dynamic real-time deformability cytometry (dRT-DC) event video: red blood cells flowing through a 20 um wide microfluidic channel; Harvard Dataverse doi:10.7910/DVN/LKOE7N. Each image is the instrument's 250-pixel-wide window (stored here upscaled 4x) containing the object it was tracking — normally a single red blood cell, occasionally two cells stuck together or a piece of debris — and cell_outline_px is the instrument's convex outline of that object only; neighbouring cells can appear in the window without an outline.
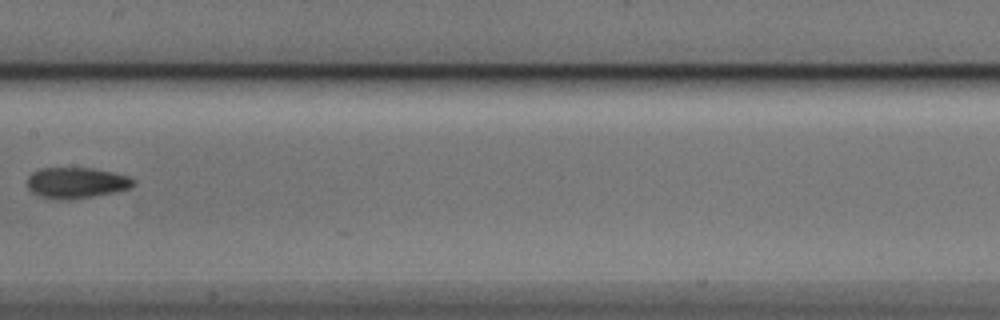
{"species": "Egyptian fruit bat (a non-hibernating species)", "species_latin": "Rousettus aegyptiacus", "temperature_condition": "cold", "stored_images_in_passage": 6, "camera_frame_rate_fps": 3000, "um_per_image_px": 0.085, "animal": {"sex": "male"}, "frame": {"image": 1, "passage_image": 5, "time_ms": 5.0, "image_size_px": [1000, 320], "cell_outline_px": [[136, 184], [132, 188], [116, 192], [72, 200], [52, 200], [40, 196], [32, 192], [28, 188], [28, 176], [32, 172], [40, 168], [92, 168], [112, 172], [128, 176], [136, 180]], "centroid_in_image_um": [6.51, 15.55], "position_along_channel_um": 200.9, "area_um2": 19.48}}
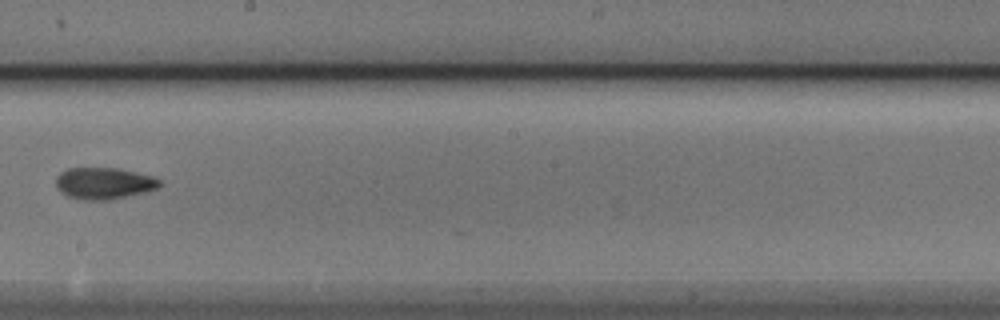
{"frame": {"image": 2, "passage_image": 6, "time_ms": 6.0, "image_size_px": [1000, 320], "cell_outline_px": [[160, 184], [156, 188], [148, 192], [108, 200], [84, 200], [68, 196], [60, 192], [56, 188], [56, 176], [60, 172], [68, 168], [116, 168], [152, 176], [160, 180]], "centroid_in_image_um": [8.8, 15.59], "position_along_channel_um": 239.4, "area_um2": 19.13}}